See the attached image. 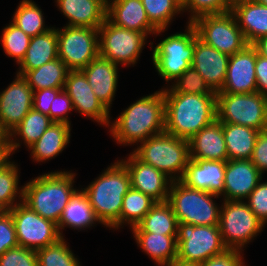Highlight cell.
I'll use <instances>...</instances> for the list:
<instances>
[{
  "label": "cell",
  "mask_w": 267,
  "mask_h": 266,
  "mask_svg": "<svg viewBox=\"0 0 267 266\" xmlns=\"http://www.w3.org/2000/svg\"><path fill=\"white\" fill-rule=\"evenodd\" d=\"M231 12L248 44L267 35V6L248 0L234 5Z\"/></svg>",
  "instance_id": "484cf974"
},
{
  "label": "cell",
  "mask_w": 267,
  "mask_h": 266,
  "mask_svg": "<svg viewBox=\"0 0 267 266\" xmlns=\"http://www.w3.org/2000/svg\"><path fill=\"white\" fill-rule=\"evenodd\" d=\"M186 30L166 37L153 48L154 66L166 82L176 80L192 64L197 32L189 22Z\"/></svg>",
  "instance_id": "52a82bcc"
},
{
  "label": "cell",
  "mask_w": 267,
  "mask_h": 266,
  "mask_svg": "<svg viewBox=\"0 0 267 266\" xmlns=\"http://www.w3.org/2000/svg\"><path fill=\"white\" fill-rule=\"evenodd\" d=\"M96 222L99 223L87 196L82 190H78L65 207L57 226L60 235L63 237L61 230L65 229V227L83 230L84 228H90Z\"/></svg>",
  "instance_id": "1f68e13d"
},
{
  "label": "cell",
  "mask_w": 267,
  "mask_h": 266,
  "mask_svg": "<svg viewBox=\"0 0 267 266\" xmlns=\"http://www.w3.org/2000/svg\"><path fill=\"white\" fill-rule=\"evenodd\" d=\"M137 244L159 266L169 265L177 258V235L132 232Z\"/></svg>",
  "instance_id": "f1b7e54d"
},
{
  "label": "cell",
  "mask_w": 267,
  "mask_h": 266,
  "mask_svg": "<svg viewBox=\"0 0 267 266\" xmlns=\"http://www.w3.org/2000/svg\"><path fill=\"white\" fill-rule=\"evenodd\" d=\"M58 58L57 29L31 37L19 70H32Z\"/></svg>",
  "instance_id": "83f0119b"
},
{
  "label": "cell",
  "mask_w": 267,
  "mask_h": 266,
  "mask_svg": "<svg viewBox=\"0 0 267 266\" xmlns=\"http://www.w3.org/2000/svg\"><path fill=\"white\" fill-rule=\"evenodd\" d=\"M178 221L171 205L157 202L143 219L134 227L132 232H147L164 235H177Z\"/></svg>",
  "instance_id": "d6a6232c"
},
{
  "label": "cell",
  "mask_w": 267,
  "mask_h": 266,
  "mask_svg": "<svg viewBox=\"0 0 267 266\" xmlns=\"http://www.w3.org/2000/svg\"><path fill=\"white\" fill-rule=\"evenodd\" d=\"M8 211L14 222L18 246L38 250L62 238L56 223L43 218L23 202Z\"/></svg>",
  "instance_id": "5bb4252c"
},
{
  "label": "cell",
  "mask_w": 267,
  "mask_h": 266,
  "mask_svg": "<svg viewBox=\"0 0 267 266\" xmlns=\"http://www.w3.org/2000/svg\"><path fill=\"white\" fill-rule=\"evenodd\" d=\"M0 266H38L36 250L17 246L0 256Z\"/></svg>",
  "instance_id": "7bdbcfd3"
},
{
  "label": "cell",
  "mask_w": 267,
  "mask_h": 266,
  "mask_svg": "<svg viewBox=\"0 0 267 266\" xmlns=\"http://www.w3.org/2000/svg\"><path fill=\"white\" fill-rule=\"evenodd\" d=\"M63 88H46L38 91H33V109L45 115H49L51 103L55 96Z\"/></svg>",
  "instance_id": "c3c4849f"
},
{
  "label": "cell",
  "mask_w": 267,
  "mask_h": 266,
  "mask_svg": "<svg viewBox=\"0 0 267 266\" xmlns=\"http://www.w3.org/2000/svg\"><path fill=\"white\" fill-rule=\"evenodd\" d=\"M63 90L69 95L74 110L83 116L106 125L110 123V113L95 96L85 74L81 70L69 71Z\"/></svg>",
  "instance_id": "9a60e30c"
},
{
  "label": "cell",
  "mask_w": 267,
  "mask_h": 266,
  "mask_svg": "<svg viewBox=\"0 0 267 266\" xmlns=\"http://www.w3.org/2000/svg\"><path fill=\"white\" fill-rule=\"evenodd\" d=\"M182 12H190L189 23L204 15L223 14L231 11L225 0H185L181 4Z\"/></svg>",
  "instance_id": "b9f144b4"
},
{
  "label": "cell",
  "mask_w": 267,
  "mask_h": 266,
  "mask_svg": "<svg viewBox=\"0 0 267 266\" xmlns=\"http://www.w3.org/2000/svg\"><path fill=\"white\" fill-rule=\"evenodd\" d=\"M33 107V90L26 79L17 74L15 80L0 93V121L11 132Z\"/></svg>",
  "instance_id": "ac0fdd59"
},
{
  "label": "cell",
  "mask_w": 267,
  "mask_h": 266,
  "mask_svg": "<svg viewBox=\"0 0 267 266\" xmlns=\"http://www.w3.org/2000/svg\"><path fill=\"white\" fill-rule=\"evenodd\" d=\"M255 74L258 92L267 97V58L259 55L257 50Z\"/></svg>",
  "instance_id": "f907efd6"
},
{
  "label": "cell",
  "mask_w": 267,
  "mask_h": 266,
  "mask_svg": "<svg viewBox=\"0 0 267 266\" xmlns=\"http://www.w3.org/2000/svg\"><path fill=\"white\" fill-rule=\"evenodd\" d=\"M69 19L66 26L99 29L107 18V0H56Z\"/></svg>",
  "instance_id": "cb8c5ba5"
},
{
  "label": "cell",
  "mask_w": 267,
  "mask_h": 266,
  "mask_svg": "<svg viewBox=\"0 0 267 266\" xmlns=\"http://www.w3.org/2000/svg\"><path fill=\"white\" fill-rule=\"evenodd\" d=\"M252 45L259 55L267 58V35L259 38Z\"/></svg>",
  "instance_id": "f5cc1de1"
},
{
  "label": "cell",
  "mask_w": 267,
  "mask_h": 266,
  "mask_svg": "<svg viewBox=\"0 0 267 266\" xmlns=\"http://www.w3.org/2000/svg\"><path fill=\"white\" fill-rule=\"evenodd\" d=\"M18 246L11 213L6 210L0 215V256L8 249Z\"/></svg>",
  "instance_id": "f6af8a7d"
},
{
  "label": "cell",
  "mask_w": 267,
  "mask_h": 266,
  "mask_svg": "<svg viewBox=\"0 0 267 266\" xmlns=\"http://www.w3.org/2000/svg\"><path fill=\"white\" fill-rule=\"evenodd\" d=\"M250 161L263 175L267 171V131H260Z\"/></svg>",
  "instance_id": "7dc6e473"
},
{
  "label": "cell",
  "mask_w": 267,
  "mask_h": 266,
  "mask_svg": "<svg viewBox=\"0 0 267 266\" xmlns=\"http://www.w3.org/2000/svg\"><path fill=\"white\" fill-rule=\"evenodd\" d=\"M38 266H81L64 237L56 243L36 250Z\"/></svg>",
  "instance_id": "f35d334b"
},
{
  "label": "cell",
  "mask_w": 267,
  "mask_h": 266,
  "mask_svg": "<svg viewBox=\"0 0 267 266\" xmlns=\"http://www.w3.org/2000/svg\"><path fill=\"white\" fill-rule=\"evenodd\" d=\"M12 17V23L30 37L42 34L51 28L45 26L42 10L32 0H22Z\"/></svg>",
  "instance_id": "d590c367"
},
{
  "label": "cell",
  "mask_w": 267,
  "mask_h": 266,
  "mask_svg": "<svg viewBox=\"0 0 267 266\" xmlns=\"http://www.w3.org/2000/svg\"><path fill=\"white\" fill-rule=\"evenodd\" d=\"M97 99L109 111L118 83V65L98 55L81 70Z\"/></svg>",
  "instance_id": "603a6c76"
},
{
  "label": "cell",
  "mask_w": 267,
  "mask_h": 266,
  "mask_svg": "<svg viewBox=\"0 0 267 266\" xmlns=\"http://www.w3.org/2000/svg\"><path fill=\"white\" fill-rule=\"evenodd\" d=\"M157 202L141 191L131 188L123 197L120 226L124 223L136 226Z\"/></svg>",
  "instance_id": "e575fe53"
},
{
  "label": "cell",
  "mask_w": 267,
  "mask_h": 266,
  "mask_svg": "<svg viewBox=\"0 0 267 266\" xmlns=\"http://www.w3.org/2000/svg\"><path fill=\"white\" fill-rule=\"evenodd\" d=\"M71 124L53 122L41 137L30 146L31 156L36 162H44L61 153L70 142Z\"/></svg>",
  "instance_id": "4316f807"
},
{
  "label": "cell",
  "mask_w": 267,
  "mask_h": 266,
  "mask_svg": "<svg viewBox=\"0 0 267 266\" xmlns=\"http://www.w3.org/2000/svg\"><path fill=\"white\" fill-rule=\"evenodd\" d=\"M169 88H162L163 93L179 94H217L206 84L202 75L192 66L187 68Z\"/></svg>",
  "instance_id": "ab89813d"
},
{
  "label": "cell",
  "mask_w": 267,
  "mask_h": 266,
  "mask_svg": "<svg viewBox=\"0 0 267 266\" xmlns=\"http://www.w3.org/2000/svg\"><path fill=\"white\" fill-rule=\"evenodd\" d=\"M4 211H6V210L0 205V215H1Z\"/></svg>",
  "instance_id": "680465c9"
},
{
  "label": "cell",
  "mask_w": 267,
  "mask_h": 266,
  "mask_svg": "<svg viewBox=\"0 0 267 266\" xmlns=\"http://www.w3.org/2000/svg\"><path fill=\"white\" fill-rule=\"evenodd\" d=\"M241 252L238 250H226L223 254L204 261L200 266H245Z\"/></svg>",
  "instance_id": "681fc988"
},
{
  "label": "cell",
  "mask_w": 267,
  "mask_h": 266,
  "mask_svg": "<svg viewBox=\"0 0 267 266\" xmlns=\"http://www.w3.org/2000/svg\"><path fill=\"white\" fill-rule=\"evenodd\" d=\"M229 57L196 37L191 66L202 75L209 88L218 93L224 86Z\"/></svg>",
  "instance_id": "44dd1931"
},
{
  "label": "cell",
  "mask_w": 267,
  "mask_h": 266,
  "mask_svg": "<svg viewBox=\"0 0 267 266\" xmlns=\"http://www.w3.org/2000/svg\"><path fill=\"white\" fill-rule=\"evenodd\" d=\"M74 109L69 95L62 89L53 99L49 110V118L53 122H64L71 124L68 112Z\"/></svg>",
  "instance_id": "bcb514c9"
},
{
  "label": "cell",
  "mask_w": 267,
  "mask_h": 266,
  "mask_svg": "<svg viewBox=\"0 0 267 266\" xmlns=\"http://www.w3.org/2000/svg\"><path fill=\"white\" fill-rule=\"evenodd\" d=\"M228 160H250L260 131L250 127L222 123Z\"/></svg>",
  "instance_id": "f546056e"
},
{
  "label": "cell",
  "mask_w": 267,
  "mask_h": 266,
  "mask_svg": "<svg viewBox=\"0 0 267 266\" xmlns=\"http://www.w3.org/2000/svg\"><path fill=\"white\" fill-rule=\"evenodd\" d=\"M58 58L69 71L83 70L99 55L98 29L88 27L57 28Z\"/></svg>",
  "instance_id": "4fadbf2b"
},
{
  "label": "cell",
  "mask_w": 267,
  "mask_h": 266,
  "mask_svg": "<svg viewBox=\"0 0 267 266\" xmlns=\"http://www.w3.org/2000/svg\"><path fill=\"white\" fill-rule=\"evenodd\" d=\"M99 55L115 64L131 66L137 63L147 36L113 24L108 18L98 29Z\"/></svg>",
  "instance_id": "7c38bea8"
},
{
  "label": "cell",
  "mask_w": 267,
  "mask_h": 266,
  "mask_svg": "<svg viewBox=\"0 0 267 266\" xmlns=\"http://www.w3.org/2000/svg\"><path fill=\"white\" fill-rule=\"evenodd\" d=\"M19 169L14 162H11L0 171V205L5 210H10L17 204L19 198L23 202L24 187H19ZM19 194V196H18ZM18 196V198H16ZM21 197V198H20ZM16 201V203H14Z\"/></svg>",
  "instance_id": "8d00e7d4"
},
{
  "label": "cell",
  "mask_w": 267,
  "mask_h": 266,
  "mask_svg": "<svg viewBox=\"0 0 267 266\" xmlns=\"http://www.w3.org/2000/svg\"><path fill=\"white\" fill-rule=\"evenodd\" d=\"M11 155V145H0V171L11 163L9 161Z\"/></svg>",
  "instance_id": "816d5d0a"
},
{
  "label": "cell",
  "mask_w": 267,
  "mask_h": 266,
  "mask_svg": "<svg viewBox=\"0 0 267 266\" xmlns=\"http://www.w3.org/2000/svg\"><path fill=\"white\" fill-rule=\"evenodd\" d=\"M261 172L250 160H227L224 175V200L244 201L262 180Z\"/></svg>",
  "instance_id": "d6986e66"
},
{
  "label": "cell",
  "mask_w": 267,
  "mask_h": 266,
  "mask_svg": "<svg viewBox=\"0 0 267 266\" xmlns=\"http://www.w3.org/2000/svg\"><path fill=\"white\" fill-rule=\"evenodd\" d=\"M131 189V177L117 160L82 192L87 196L95 217L106 227L119 229L124 195Z\"/></svg>",
  "instance_id": "3957f363"
},
{
  "label": "cell",
  "mask_w": 267,
  "mask_h": 266,
  "mask_svg": "<svg viewBox=\"0 0 267 266\" xmlns=\"http://www.w3.org/2000/svg\"><path fill=\"white\" fill-rule=\"evenodd\" d=\"M256 49L248 44L241 51L229 57L224 86L218 93L258 92L255 74Z\"/></svg>",
  "instance_id": "2e32d148"
},
{
  "label": "cell",
  "mask_w": 267,
  "mask_h": 266,
  "mask_svg": "<svg viewBox=\"0 0 267 266\" xmlns=\"http://www.w3.org/2000/svg\"><path fill=\"white\" fill-rule=\"evenodd\" d=\"M132 153L145 164L160 170L172 181L182 178L190 160L189 141L165 131L149 137Z\"/></svg>",
  "instance_id": "5b68a950"
},
{
  "label": "cell",
  "mask_w": 267,
  "mask_h": 266,
  "mask_svg": "<svg viewBox=\"0 0 267 266\" xmlns=\"http://www.w3.org/2000/svg\"><path fill=\"white\" fill-rule=\"evenodd\" d=\"M253 1L256 2V3H258V4L267 6V0H253Z\"/></svg>",
  "instance_id": "6f0895ef"
},
{
  "label": "cell",
  "mask_w": 267,
  "mask_h": 266,
  "mask_svg": "<svg viewBox=\"0 0 267 266\" xmlns=\"http://www.w3.org/2000/svg\"><path fill=\"white\" fill-rule=\"evenodd\" d=\"M190 159L227 161L222 122L215 119L189 140Z\"/></svg>",
  "instance_id": "d4e9b609"
},
{
  "label": "cell",
  "mask_w": 267,
  "mask_h": 266,
  "mask_svg": "<svg viewBox=\"0 0 267 266\" xmlns=\"http://www.w3.org/2000/svg\"><path fill=\"white\" fill-rule=\"evenodd\" d=\"M166 266H200V264H193V263H183L178 260L171 262L169 265Z\"/></svg>",
  "instance_id": "11a10c76"
},
{
  "label": "cell",
  "mask_w": 267,
  "mask_h": 266,
  "mask_svg": "<svg viewBox=\"0 0 267 266\" xmlns=\"http://www.w3.org/2000/svg\"><path fill=\"white\" fill-rule=\"evenodd\" d=\"M219 195L190 188L180 180L172 181L167 202L177 218L178 223L192 225H219L220 208L213 201Z\"/></svg>",
  "instance_id": "8992f818"
},
{
  "label": "cell",
  "mask_w": 267,
  "mask_h": 266,
  "mask_svg": "<svg viewBox=\"0 0 267 266\" xmlns=\"http://www.w3.org/2000/svg\"><path fill=\"white\" fill-rule=\"evenodd\" d=\"M52 123L53 121L48 115L32 108L23 120L10 132L12 153L14 154L15 150L20 147V141L15 139L16 135L24 141L23 143L29 149Z\"/></svg>",
  "instance_id": "836d02e7"
},
{
  "label": "cell",
  "mask_w": 267,
  "mask_h": 266,
  "mask_svg": "<svg viewBox=\"0 0 267 266\" xmlns=\"http://www.w3.org/2000/svg\"><path fill=\"white\" fill-rule=\"evenodd\" d=\"M246 202L258 219L264 224L267 223V182H259L249 194Z\"/></svg>",
  "instance_id": "ee69618b"
},
{
  "label": "cell",
  "mask_w": 267,
  "mask_h": 266,
  "mask_svg": "<svg viewBox=\"0 0 267 266\" xmlns=\"http://www.w3.org/2000/svg\"><path fill=\"white\" fill-rule=\"evenodd\" d=\"M217 119L265 131L267 125V97L259 92L217 93Z\"/></svg>",
  "instance_id": "ba28073f"
},
{
  "label": "cell",
  "mask_w": 267,
  "mask_h": 266,
  "mask_svg": "<svg viewBox=\"0 0 267 266\" xmlns=\"http://www.w3.org/2000/svg\"><path fill=\"white\" fill-rule=\"evenodd\" d=\"M165 97V132L190 140L217 119L216 94L163 93Z\"/></svg>",
  "instance_id": "7a4b0ae2"
},
{
  "label": "cell",
  "mask_w": 267,
  "mask_h": 266,
  "mask_svg": "<svg viewBox=\"0 0 267 266\" xmlns=\"http://www.w3.org/2000/svg\"><path fill=\"white\" fill-rule=\"evenodd\" d=\"M165 131V97L163 90L144 96L126 108L110 125L117 143H142Z\"/></svg>",
  "instance_id": "6da1fadb"
},
{
  "label": "cell",
  "mask_w": 267,
  "mask_h": 266,
  "mask_svg": "<svg viewBox=\"0 0 267 266\" xmlns=\"http://www.w3.org/2000/svg\"><path fill=\"white\" fill-rule=\"evenodd\" d=\"M75 175L71 171H56L35 177L23 186V203L58 225L65 207L78 191L73 188Z\"/></svg>",
  "instance_id": "277c9868"
},
{
  "label": "cell",
  "mask_w": 267,
  "mask_h": 266,
  "mask_svg": "<svg viewBox=\"0 0 267 266\" xmlns=\"http://www.w3.org/2000/svg\"><path fill=\"white\" fill-rule=\"evenodd\" d=\"M226 161L190 159L180 181L186 186L221 196Z\"/></svg>",
  "instance_id": "ffe728a7"
},
{
  "label": "cell",
  "mask_w": 267,
  "mask_h": 266,
  "mask_svg": "<svg viewBox=\"0 0 267 266\" xmlns=\"http://www.w3.org/2000/svg\"><path fill=\"white\" fill-rule=\"evenodd\" d=\"M131 177V188L150 196L156 202H166L172 180L160 170L139 160L130 153L127 160H120Z\"/></svg>",
  "instance_id": "e0dca14e"
},
{
  "label": "cell",
  "mask_w": 267,
  "mask_h": 266,
  "mask_svg": "<svg viewBox=\"0 0 267 266\" xmlns=\"http://www.w3.org/2000/svg\"><path fill=\"white\" fill-rule=\"evenodd\" d=\"M177 258L183 263L201 264L228 250L221 237L219 225L202 226L178 223Z\"/></svg>",
  "instance_id": "30bf717a"
},
{
  "label": "cell",
  "mask_w": 267,
  "mask_h": 266,
  "mask_svg": "<svg viewBox=\"0 0 267 266\" xmlns=\"http://www.w3.org/2000/svg\"><path fill=\"white\" fill-rule=\"evenodd\" d=\"M191 24L200 40L229 56L248 45L231 11L204 15L195 19Z\"/></svg>",
  "instance_id": "8fae6325"
},
{
  "label": "cell",
  "mask_w": 267,
  "mask_h": 266,
  "mask_svg": "<svg viewBox=\"0 0 267 266\" xmlns=\"http://www.w3.org/2000/svg\"><path fill=\"white\" fill-rule=\"evenodd\" d=\"M68 72L67 66L57 58L32 70H19L16 74L22 75L33 91H38L46 88H64Z\"/></svg>",
  "instance_id": "4dcf8cb0"
},
{
  "label": "cell",
  "mask_w": 267,
  "mask_h": 266,
  "mask_svg": "<svg viewBox=\"0 0 267 266\" xmlns=\"http://www.w3.org/2000/svg\"><path fill=\"white\" fill-rule=\"evenodd\" d=\"M150 23L157 29H165L173 17L181 14V4L177 0H141Z\"/></svg>",
  "instance_id": "74e56055"
},
{
  "label": "cell",
  "mask_w": 267,
  "mask_h": 266,
  "mask_svg": "<svg viewBox=\"0 0 267 266\" xmlns=\"http://www.w3.org/2000/svg\"><path fill=\"white\" fill-rule=\"evenodd\" d=\"M245 1H248V0H225V2L230 8H232L234 5L238 3L245 2Z\"/></svg>",
  "instance_id": "9f6ffc18"
},
{
  "label": "cell",
  "mask_w": 267,
  "mask_h": 266,
  "mask_svg": "<svg viewBox=\"0 0 267 266\" xmlns=\"http://www.w3.org/2000/svg\"><path fill=\"white\" fill-rule=\"evenodd\" d=\"M0 145H11L10 132L4 127L1 121H0Z\"/></svg>",
  "instance_id": "db71d44e"
},
{
  "label": "cell",
  "mask_w": 267,
  "mask_h": 266,
  "mask_svg": "<svg viewBox=\"0 0 267 266\" xmlns=\"http://www.w3.org/2000/svg\"><path fill=\"white\" fill-rule=\"evenodd\" d=\"M2 46L8 57L15 58L20 64L29 47L31 37L13 23L4 27L2 32Z\"/></svg>",
  "instance_id": "60d3db41"
},
{
  "label": "cell",
  "mask_w": 267,
  "mask_h": 266,
  "mask_svg": "<svg viewBox=\"0 0 267 266\" xmlns=\"http://www.w3.org/2000/svg\"><path fill=\"white\" fill-rule=\"evenodd\" d=\"M107 18L119 27L142 32L146 36L165 31L157 30L150 23L141 0H107Z\"/></svg>",
  "instance_id": "7402d4cb"
},
{
  "label": "cell",
  "mask_w": 267,
  "mask_h": 266,
  "mask_svg": "<svg viewBox=\"0 0 267 266\" xmlns=\"http://www.w3.org/2000/svg\"><path fill=\"white\" fill-rule=\"evenodd\" d=\"M180 4H182L185 0H177Z\"/></svg>",
  "instance_id": "91938a15"
},
{
  "label": "cell",
  "mask_w": 267,
  "mask_h": 266,
  "mask_svg": "<svg viewBox=\"0 0 267 266\" xmlns=\"http://www.w3.org/2000/svg\"><path fill=\"white\" fill-rule=\"evenodd\" d=\"M220 208L219 229L228 250L242 248L263 231L264 224L245 201L223 200Z\"/></svg>",
  "instance_id": "9c48e42d"
}]
</instances>
